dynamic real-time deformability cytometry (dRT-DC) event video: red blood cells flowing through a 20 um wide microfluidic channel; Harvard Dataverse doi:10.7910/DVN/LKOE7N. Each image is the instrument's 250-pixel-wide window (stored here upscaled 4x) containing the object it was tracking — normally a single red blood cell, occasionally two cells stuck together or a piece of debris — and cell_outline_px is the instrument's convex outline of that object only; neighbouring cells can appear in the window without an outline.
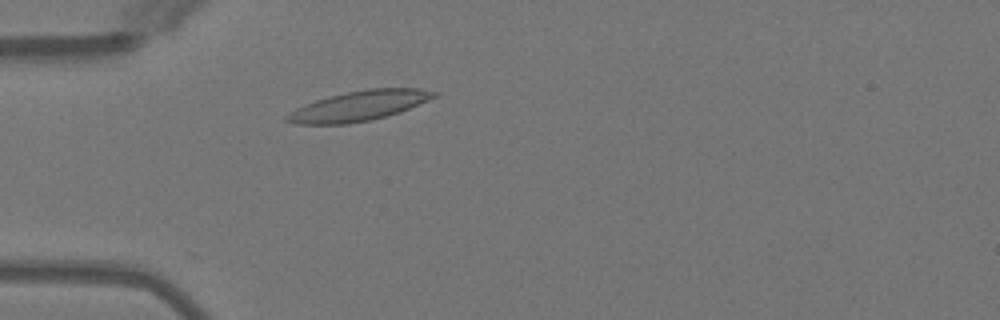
{"species": "Egyptian fruit bat (a non-hibernating species)", "species_latin": "Rousettus aegyptiacus", "temperature_condition": "warm", "stored_images_in_passage": 46, "camera_frame_rate_fps": 3000, "um_per_image_px": 0.085, "animal": {"sex": "female"}, "frame": {"image": 1, "passage_image": 10, "time_ms": 3.0, "image_size_px": [1000, 320], "cell_outline_px": [[440, 96], [400, 112], [372, 120], [348, 124], [296, 124], [284, 120], [284, 116], [296, 108], [304, 104], [316, 100], [348, 92], [368, 88], [420, 88], [440, 92]], "centroid_in_image_um": [30.57, 9.0], "position_along_channel_um": 54.4, "area_um2": 25.89}}
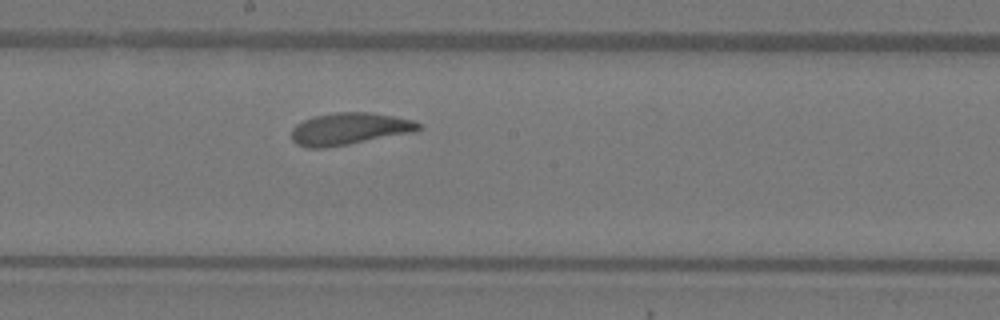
{"frame": {"image": 2, "passage_image": 23, "time_ms": 7.333, "image_size_px": [1000, 320], "cell_outline_px": [[420, 128], [412, 132], [348, 144], [324, 148], [308, 148], [296, 144], [292, 140], [292, 128], [296, 124], [312, 116], [336, 112], [372, 112], [412, 120], [420, 124]], "centroid_in_image_um": [29.63, 10.94], "position_along_channel_um": 218.6, "area_um2": 23.52}}
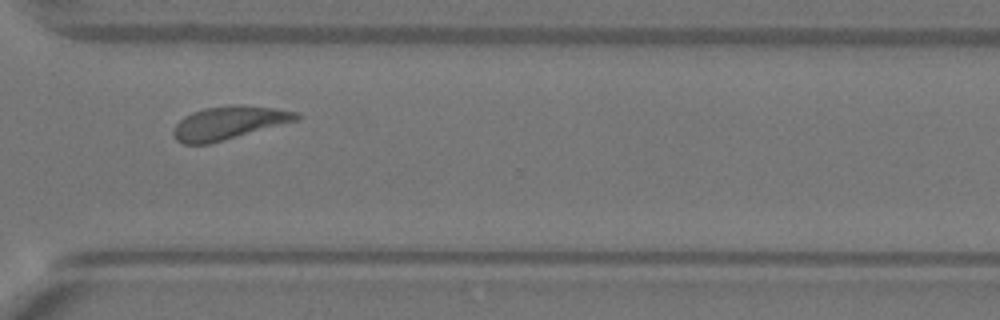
{"frame": {"image": 3, "passage_image": 33, "time_ms": 10.667, "image_size_px": [1000, 320], "cell_outline_px": [[300, 116], [296, 120], [208, 144], [184, 144], [176, 140], [172, 132], [176, 124], [184, 116], [192, 112], [204, 108], [232, 104], [240, 104], [276, 108], [300, 112]], "centroid_in_image_um": [19.42, 10.42], "position_along_channel_um": 351.2, "area_um2": 23.58}, "authors_computed_cell_mechanics": {"area_um2": 23.4668, "velocity_mm_per_s": 3.993, "shape_relaxation_time_tau1_ms": 1.6231, "shape_relaxation_time_tau2_ms": 1.3608, "deformation_change_tau1": 0.128, "deformation_change_tau2": 0.0931}}